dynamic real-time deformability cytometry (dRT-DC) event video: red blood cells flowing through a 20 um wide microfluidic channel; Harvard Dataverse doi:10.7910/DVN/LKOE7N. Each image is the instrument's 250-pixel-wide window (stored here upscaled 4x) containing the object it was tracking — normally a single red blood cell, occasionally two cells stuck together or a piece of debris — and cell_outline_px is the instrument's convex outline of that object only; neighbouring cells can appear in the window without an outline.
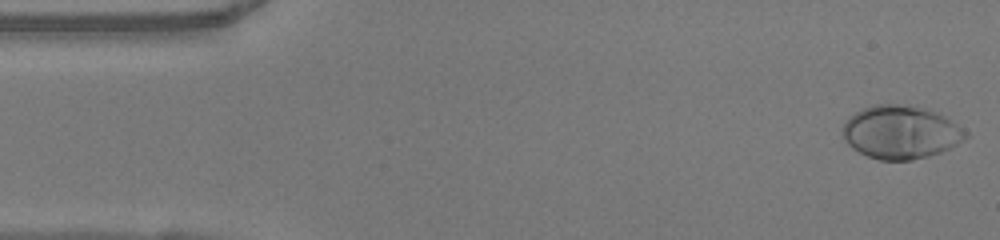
{"species": "human", "species_latin": "Homo sapiens", "temperature_condition": "warm", "stored_images_in_passage": 49, "camera_frame_rate_fps": 3000, "um_per_image_px": 0.085, "donor": {"sex": "female"}, "frame": {"image": 1, "passage_image": 1, "time_ms": 0.0, "image_size_px": [1000, 240], "cell_outline_px": [[968, 136], [956, 144], [940, 152], [928, 156], [912, 160], [880, 160], [868, 156], [852, 148], [844, 140], [844, 124], [848, 116], [872, 104], [908, 104], [936, 112], [964, 128], [968, 132]], "centroid_in_image_um": [76.55, 11.23], "position_along_channel_um": 8.4, "area_um2": 37.97}}
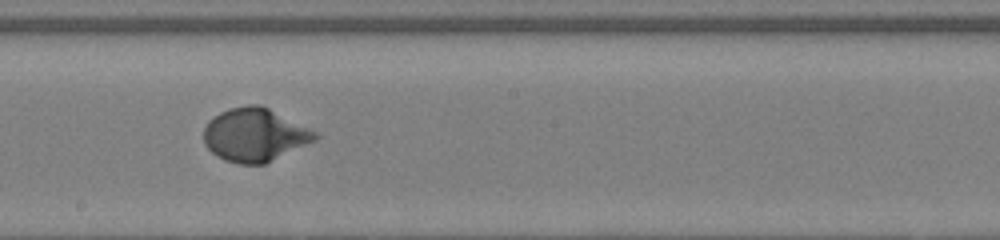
{"frame": {"image": 2, "passage_image": 26, "time_ms": 8.333, "image_size_px": [1000, 240], "cell_outline_px": [[320, 136], [316, 140], [264, 164], [240, 164], [224, 160], [216, 156], [204, 144], [204, 128], [208, 120], [220, 112], [228, 108], [248, 104], [260, 104], [316, 132]], "centroid_in_image_um": [21.62, 11.46], "position_along_channel_um": 226.6, "area_um2": 34.45}}
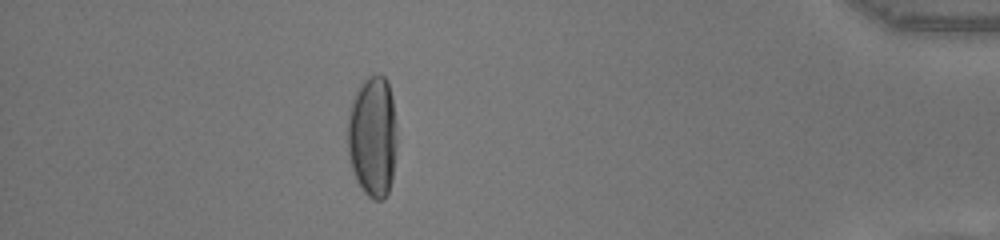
{"frame": {"image": 3, "passage_image": 43, "time_ms": 14.0, "image_size_px": [1000, 240], "cell_outline_px": [[396, 144], [392, 176], [388, 192], [384, 200], [372, 200], [364, 192], [356, 180], [352, 168], [348, 152], [348, 112], [352, 100], [360, 84], [368, 76], [384, 76], [388, 80], [392, 96], [396, 124]], "centroid_in_image_um": [31.67, 11.6], "position_along_channel_um": 403.5, "area_um2": 34.91}, "authors_computed_cell_mechanics": {"area_um2": 34.391, "velocity_mm_per_s": 4.0732, "shape_relaxation_time_tau1_ms": 2.6243, "shape_relaxation_time_tau2_ms": null, "deformation_change_tau1": 0.2124, "deformation_change_tau2": null}}